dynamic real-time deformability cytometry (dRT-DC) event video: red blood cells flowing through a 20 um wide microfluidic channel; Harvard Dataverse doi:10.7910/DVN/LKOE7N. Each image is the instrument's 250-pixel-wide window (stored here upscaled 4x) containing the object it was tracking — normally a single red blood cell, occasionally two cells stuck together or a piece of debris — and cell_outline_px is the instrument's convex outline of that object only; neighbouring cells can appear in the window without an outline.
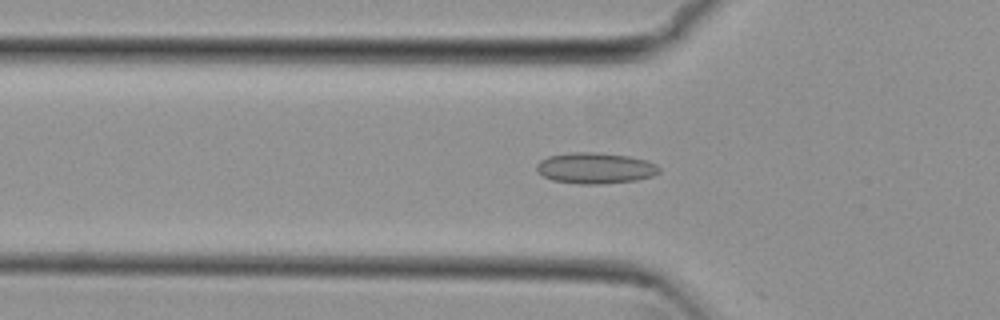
{"species": "common noctule bat (a hibernating species)", "species_latin": "Nyctalus noctula", "temperature_condition": "cold", "stored_images_in_passage": 49, "camera_frame_rate_fps": 3000, "um_per_image_px": 0.085, "animal": {"sex": "female", "body_mass_g": 29.2, "forearm_length_mm": 56.3}, "frame": {"image": 1, "passage_image": 17, "time_ms": 5.333, "image_size_px": [1000, 320], "cell_outline_px": [[660, 172], [652, 176], [636, 180], [600, 184], [580, 184], [552, 180], [536, 172], [536, 164], [540, 160], [548, 156], [572, 152], [596, 152], [628, 156], [648, 160], [656, 164], [660, 168]], "centroid_in_image_um": [50.59, 14.28], "position_along_channel_um": 75.2, "area_um2": 22.25}}
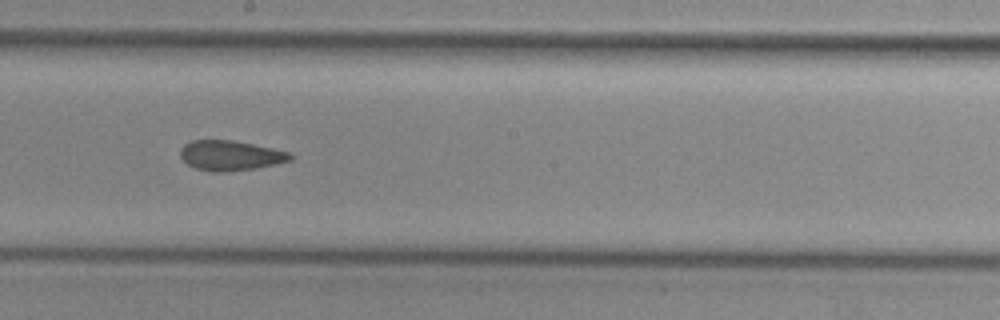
{"frame": {"image": 2, "passage_image": 29, "time_ms": 9.333, "image_size_px": [1000, 320], "cell_outline_px": [[292, 160], [276, 164], [256, 168], [228, 172], [212, 172], [196, 168], [188, 164], [180, 156], [180, 148], [184, 144], [192, 140], [232, 140], [292, 152]], "centroid_in_image_um": [19.59, 13.22], "position_along_channel_um": 228.6, "area_um2": 19.31}}
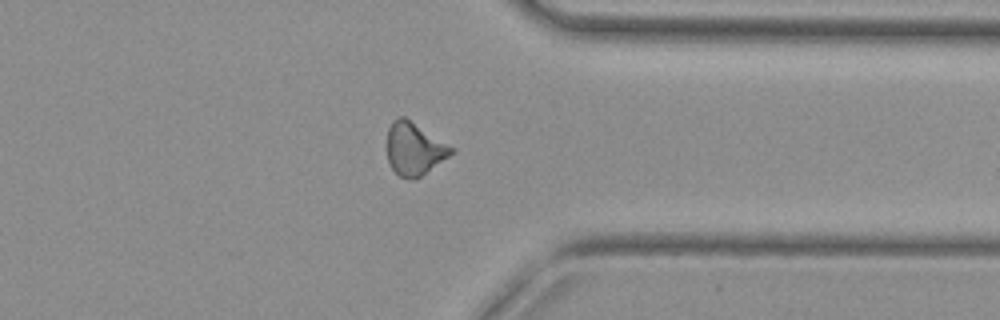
{"frame": {"image": 3, "passage_image": 41, "time_ms": 13.333, "image_size_px": [1000, 320], "cell_outline_px": [[456, 152], [416, 180], [408, 180], [400, 176], [392, 168], [388, 160], [388, 128], [392, 120], [400, 116], [404, 116], [456, 148]], "centroid_in_image_um": [35.26, 12.66], "position_along_channel_um": 376.1, "area_um2": 20.0}, "authors_computed_cell_mechanics": {"area_um2": 19.9988, "velocity_mm_per_s": 3.8269, "shape_relaxation_time_tau1_ms": null, "shape_relaxation_time_tau2_ms": 3.3127, "deformation_change_tau1": null, "deformation_change_tau2": 0.1097}}